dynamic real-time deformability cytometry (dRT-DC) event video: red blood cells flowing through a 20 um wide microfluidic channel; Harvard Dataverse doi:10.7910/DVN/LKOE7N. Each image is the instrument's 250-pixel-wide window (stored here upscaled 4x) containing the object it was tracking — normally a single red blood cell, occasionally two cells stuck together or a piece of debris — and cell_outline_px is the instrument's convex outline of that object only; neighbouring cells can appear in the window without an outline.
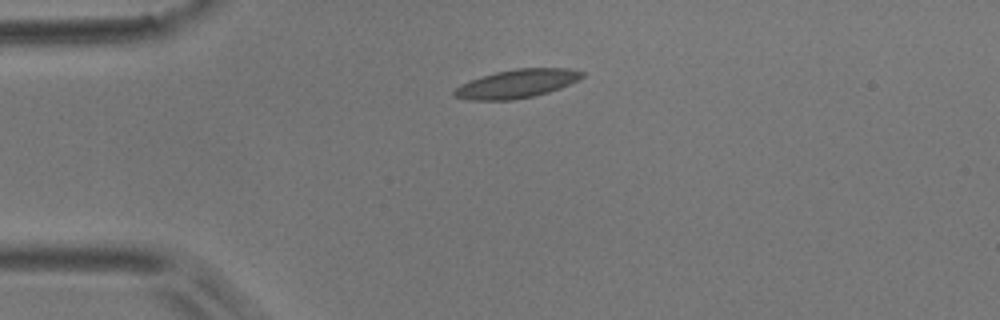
{"species": "common noctule bat (a hibernating species)", "species_latin": "Nyctalus noctula", "temperature_condition": "room temperature", "stored_images_in_passage": 3, "camera_frame_rate_fps": 3000, "um_per_image_px": 0.085, "animal": {"sex": "male", "body_mass_g": 17.9}, "frame": {"image": 1, "passage_image": 1, "time_ms": 0.0, "image_size_px": [1000, 320], "cell_outline_px": [[584, 76], [580, 80], [560, 88], [548, 92], [532, 96], [512, 100], [472, 100], [452, 96], [452, 92], [456, 88], [472, 80], [496, 72], [516, 68], [568, 68], [584, 72]], "centroid_in_image_um": [43.98, 7.11], "position_along_channel_um": 41.0, "area_um2": 21.04}}
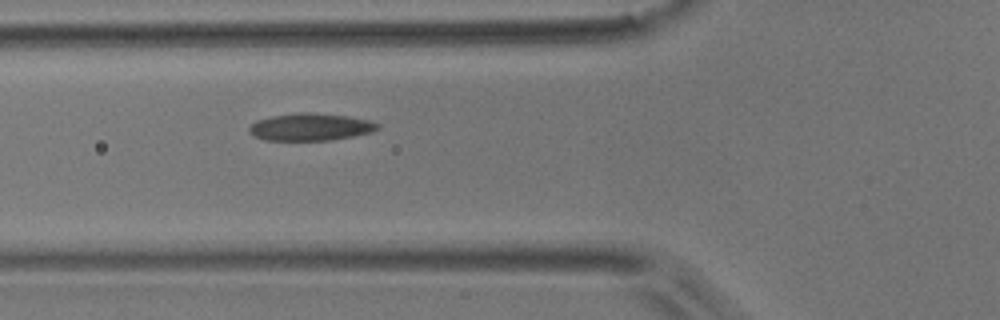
{"frame": {"image": 2, "passage_image": 3, "time_ms": 2.333, "image_size_px": [1000, 320], "cell_outline_px": [[380, 128], [372, 132], [332, 140], [264, 140], [252, 136], [248, 132], [248, 128], [256, 120], [272, 116], [300, 112], [308, 112], [348, 116], [368, 120], [380, 124]], "centroid_in_image_um": [26.37, 10.79], "position_along_channel_um": 99.4, "area_um2": 20.52}}